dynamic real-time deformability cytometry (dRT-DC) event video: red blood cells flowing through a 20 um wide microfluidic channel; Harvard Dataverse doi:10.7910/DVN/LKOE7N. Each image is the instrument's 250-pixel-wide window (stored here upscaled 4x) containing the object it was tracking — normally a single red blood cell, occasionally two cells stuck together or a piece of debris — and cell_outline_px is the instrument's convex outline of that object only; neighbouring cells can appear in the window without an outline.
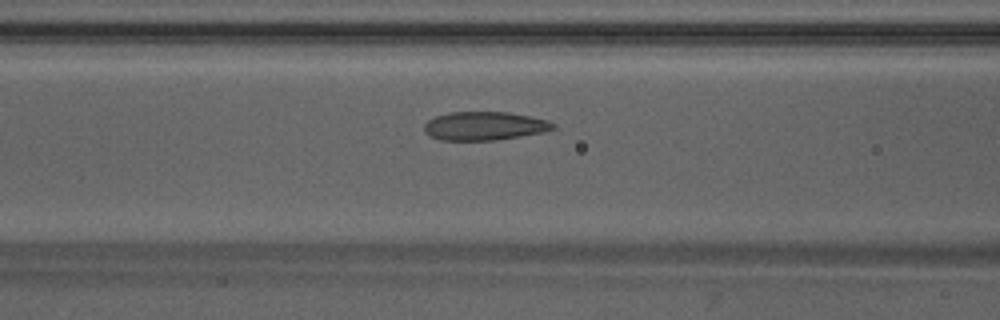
{"species": "Egyptian fruit bat (a non-hibernating species)", "species_latin": "Rousettus aegyptiacus", "temperature_condition": "warm", "stored_images_in_passage": 13, "camera_frame_rate_fps": 3000, "um_per_image_px": 0.085, "animal": {"sex": "male"}, "frame": {"image": 1, "passage_image": 11, "time_ms": 3.333, "image_size_px": [1000, 320], "cell_outline_px": [[556, 128], [544, 132], [496, 140], [440, 140], [424, 132], [424, 124], [428, 120], [436, 116], [448, 112], [508, 112], [548, 120], [556, 124]], "centroid_in_image_um": [41.19, 10.7], "position_along_channel_um": 125.4, "area_um2": 21.44}}